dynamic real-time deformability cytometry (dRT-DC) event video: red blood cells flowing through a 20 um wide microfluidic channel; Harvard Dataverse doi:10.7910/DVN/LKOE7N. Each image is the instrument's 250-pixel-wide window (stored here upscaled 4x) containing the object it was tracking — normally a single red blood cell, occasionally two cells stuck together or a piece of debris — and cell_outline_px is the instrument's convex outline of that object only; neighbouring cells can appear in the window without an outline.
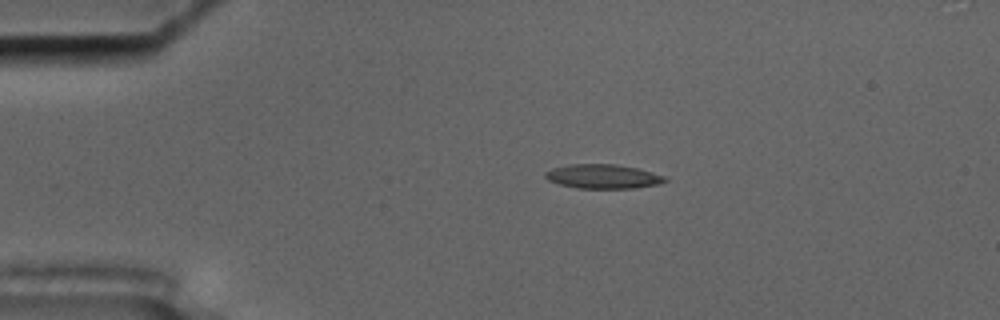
{"species": "common noctule bat (a hibernating species)", "species_latin": "Nyctalus noctula", "temperature_condition": "cold", "stored_images_in_passage": 57, "camera_frame_rate_fps": 3000, "um_per_image_px": 0.085, "animal": {"sex": "male", "body_mass_g": 17.5, "forearm_length_mm": 52.3}, "frame": {"image": 1, "passage_image": 12, "time_ms": 3.667, "image_size_px": [1000, 320], "cell_outline_px": [[668, 180], [660, 184], [636, 188], [580, 188], [560, 184], [548, 180], [544, 176], [544, 172], [552, 168], [568, 164], [616, 164], [636, 168], [652, 172], [664, 176]], "centroid_in_image_um": [51.25, 14.99], "position_along_channel_um": 33.8, "area_um2": 16.88}}
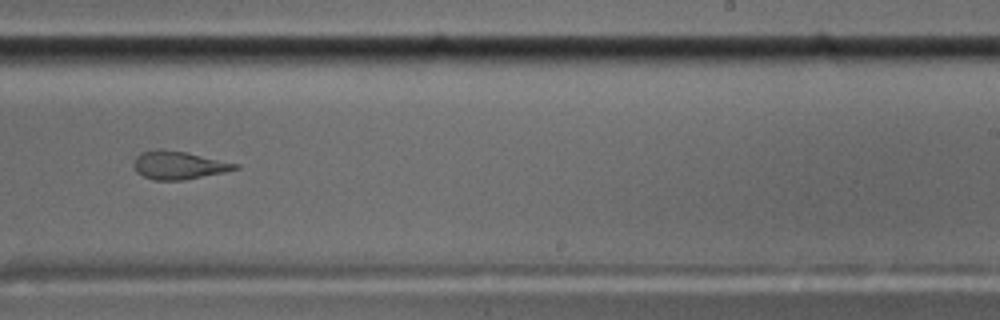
{"frame": {"image": 2, "passage_image": 36, "time_ms": 11.667, "image_size_px": [1000, 320], "cell_outline_px": [[240, 168], [224, 172], [184, 180], [152, 180], [136, 172], [132, 164], [136, 156], [140, 152], [156, 148], [160, 148], [184, 152], [240, 164]], "centroid_in_image_um": [15.14, 14.03], "position_along_channel_um": 273.9, "area_um2": 16.7}}
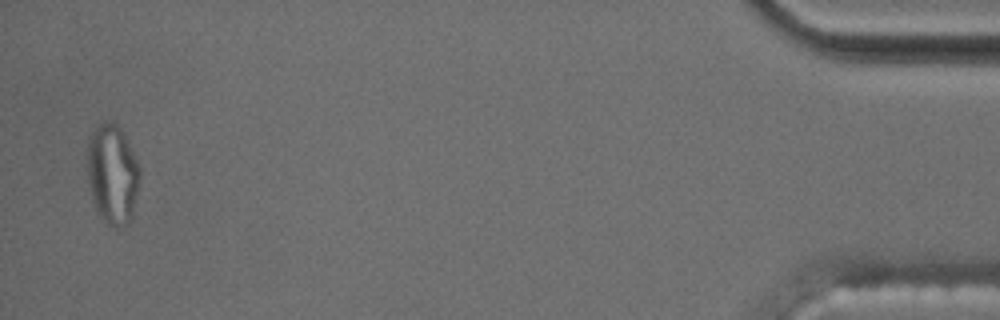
{"frame": {"image": 3, "passage_image": 56, "time_ms": 18.333, "image_size_px": [1000, 320], "cell_outline_px": [[140, 184], [132, 216], [128, 224], [116, 228], [108, 224], [96, 212], [92, 200], [88, 180], [88, 136], [96, 124], [104, 120], [112, 120], [120, 128], [140, 168]], "centroid_in_image_um": [9.55, 14.8], "position_along_channel_um": 425.7, "area_um2": 30.87}, "authors_computed_cell_mechanics": {"area_um2": 16.7042, "velocity_mm_per_s": 3.5422, "shape_relaxation_time_tau1_ms": null, "shape_relaxation_time_tau2_ms": 1.6597, "deformation_change_tau1": null, "deformation_change_tau2": 0.1009}}